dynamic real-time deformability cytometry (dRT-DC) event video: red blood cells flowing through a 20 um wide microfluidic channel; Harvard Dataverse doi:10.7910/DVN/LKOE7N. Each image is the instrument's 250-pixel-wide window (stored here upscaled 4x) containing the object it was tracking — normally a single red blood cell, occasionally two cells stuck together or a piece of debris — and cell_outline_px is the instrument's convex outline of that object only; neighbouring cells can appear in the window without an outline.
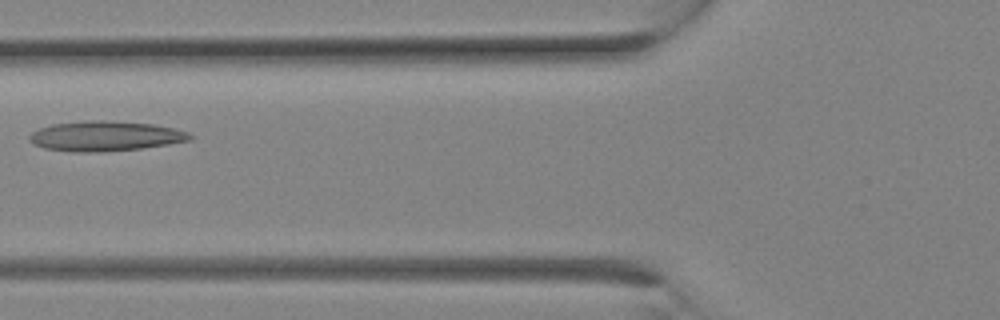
{"species": "Egyptian fruit bat (a non-hibernating species)", "species_latin": "Rousettus aegyptiacus", "temperature_condition": "room temperature", "stored_images_in_passage": 14, "camera_frame_rate_fps": 3000, "um_per_image_px": 0.085, "animal": {"sex": "female"}, "frame": {"image": 1, "passage_image": 8, "time_ms": 2.333, "image_size_px": [1000, 320], "cell_outline_px": [[192, 136], [188, 140], [168, 144], [140, 148], [104, 152], [72, 152], [44, 148], [36, 144], [28, 136], [32, 132], [40, 128], [52, 124], [88, 120], [108, 120], [152, 124], [172, 128], [188, 132]], "centroid_in_image_um": [8.93, 11.56], "position_along_channel_um": 116.9, "area_um2": 27.8}}
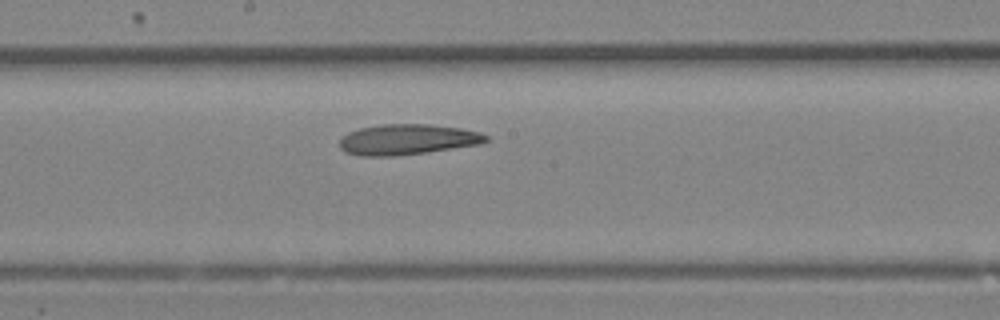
{"frame": {"image": 2, "passage_image": 12, "time_ms": 3.667, "image_size_px": [1000, 320], "cell_outline_px": [[488, 140], [480, 144], [424, 152], [392, 156], [360, 156], [344, 152], [340, 148], [340, 136], [348, 132], [360, 128], [380, 124], [428, 124], [460, 128], [480, 132], [488, 136]], "centroid_in_image_um": [34.58, 11.85], "position_along_channel_um": 213.6, "area_um2": 26.01}}
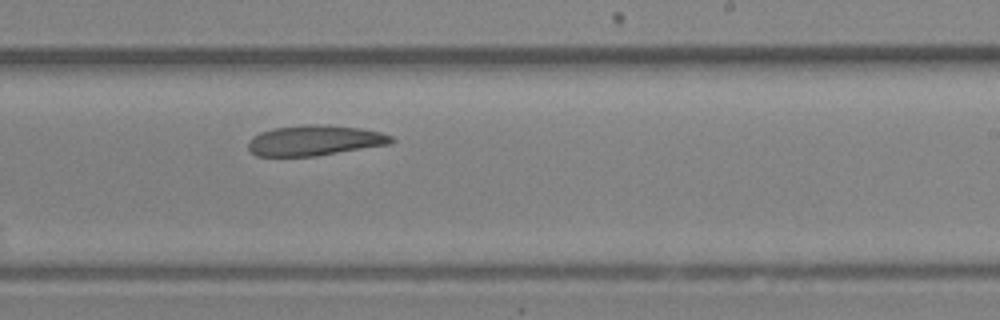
{"frame": {"image": 3, "passage_image": 14, "time_ms": 4.333, "image_size_px": [1000, 320], "cell_outline_px": [[396, 140], [392, 144], [316, 156], [256, 156], [248, 148], [248, 140], [252, 136], [260, 132], [272, 128], [304, 124], [316, 124], [360, 128], [380, 132], [392, 136]], "centroid_in_image_um": [26.75, 11.94], "position_along_channel_um": 262.3, "area_um2": 25.55}}